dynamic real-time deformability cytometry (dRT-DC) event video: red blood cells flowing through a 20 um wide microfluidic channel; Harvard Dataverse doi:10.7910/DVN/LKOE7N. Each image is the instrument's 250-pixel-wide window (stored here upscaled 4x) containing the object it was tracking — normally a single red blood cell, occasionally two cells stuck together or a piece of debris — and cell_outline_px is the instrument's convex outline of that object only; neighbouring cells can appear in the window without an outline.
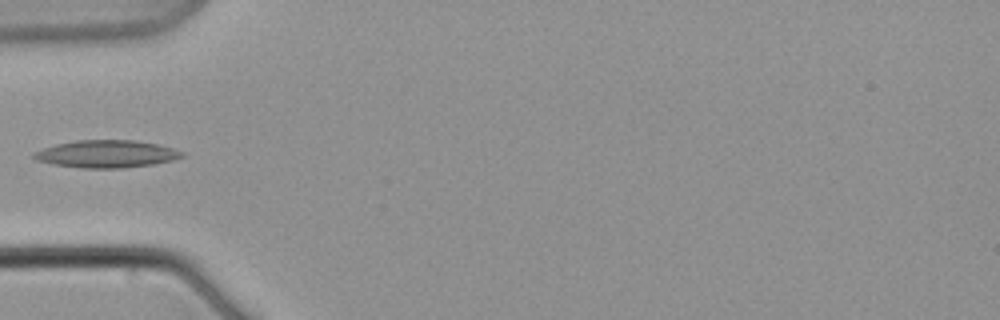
{"species": "common noctule bat (a hibernating species)", "species_latin": "Nyctalus noctula", "temperature_condition": "warm", "stored_images_in_passage": 5, "camera_frame_rate_fps": 3000, "um_per_image_px": 0.085, "animal": {"sex": "male", "body_mass_g": 21.5, "forearm_length_mm": 52.0}, "frame": {"image": 1, "passage_image": 4, "time_ms": 3.667, "image_size_px": [1000, 320], "cell_outline_px": [[184, 156], [172, 160], [152, 164], [124, 168], [80, 168], [52, 164], [36, 160], [32, 156], [32, 152], [56, 144], [76, 140], [136, 140], [156, 144], [172, 148], [184, 152]], "centroid_in_image_um": [9.02, 13.08], "position_along_channel_um": 76.0, "area_um2": 23.7}}